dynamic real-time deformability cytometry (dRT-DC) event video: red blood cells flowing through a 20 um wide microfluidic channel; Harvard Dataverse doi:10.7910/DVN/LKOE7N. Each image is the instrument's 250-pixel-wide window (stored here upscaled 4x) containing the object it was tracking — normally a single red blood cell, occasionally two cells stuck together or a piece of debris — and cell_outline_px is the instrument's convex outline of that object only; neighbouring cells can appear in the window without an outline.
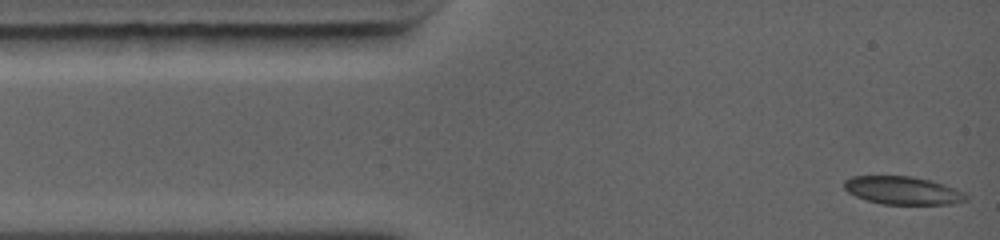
{"species": "common noctule bat (a hibernating species)", "species_latin": "Nyctalus noctula", "temperature_condition": "warm", "stored_images_in_passage": 51, "camera_frame_rate_fps": 5000, "um_per_image_px": 0.085, "animal": {"sex": "female", "body_mass_g": 19.0, "forearm_length_mm": 56.7}, "frame": {"image": 1, "passage_image": 1, "time_ms": 0.0, "image_size_px": [1000, 240], "cell_outline_px": [[968, 200], [952, 204], [884, 204], [868, 200], [856, 196], [848, 192], [844, 188], [844, 180], [852, 176], [912, 176], [944, 184], [964, 192], [968, 196]], "centroid_in_image_um": [76.75, 16.19], "position_along_channel_um": 8.3, "area_um2": 19.83}}
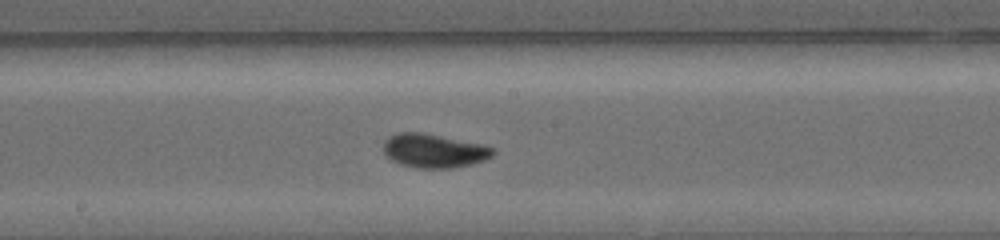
{"frame": {"image": 2, "passage_image": 21, "time_ms": 6.0, "image_size_px": [1000, 240], "cell_outline_px": [[496, 152], [492, 156], [484, 160], [472, 164], [452, 168], [416, 168], [400, 164], [392, 160], [384, 152], [384, 140], [388, 136], [396, 132], [420, 132], [480, 144], [492, 148]], "centroid_in_image_um": [36.85, 12.82], "position_along_channel_um": 211.3, "area_um2": 21.44}}
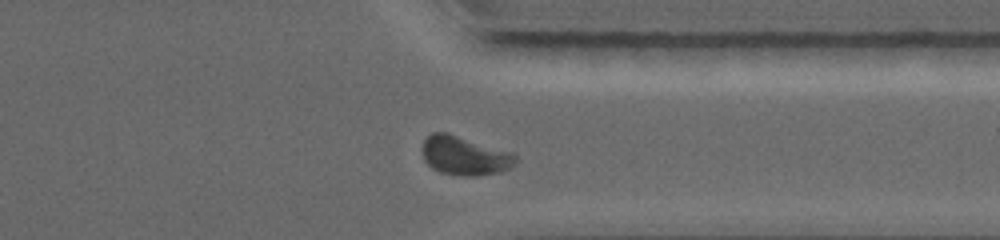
{"frame": {"image": 3, "passage_image": 42, "time_ms": 9.6, "image_size_px": [1000, 240], "cell_outline_px": [[516, 164], [500, 172], [476, 176], [464, 176], [440, 172], [432, 168], [424, 160], [420, 148], [424, 140], [432, 132], [448, 132], [512, 152], [516, 156]], "centroid_in_image_um": [39.46, 13.22], "position_along_channel_um": 371.9, "area_um2": 21.39}, "authors_computed_cell_mechanics": {"area_um2": 20.808, "velocity_mm_per_s": 4.4543, "shape_relaxation_time_tau1_ms": 2.2345, "shape_relaxation_time_tau2_ms": 0.9531, "deformation_change_tau1": 0.1025, "deformation_change_tau2": 0.0367}}